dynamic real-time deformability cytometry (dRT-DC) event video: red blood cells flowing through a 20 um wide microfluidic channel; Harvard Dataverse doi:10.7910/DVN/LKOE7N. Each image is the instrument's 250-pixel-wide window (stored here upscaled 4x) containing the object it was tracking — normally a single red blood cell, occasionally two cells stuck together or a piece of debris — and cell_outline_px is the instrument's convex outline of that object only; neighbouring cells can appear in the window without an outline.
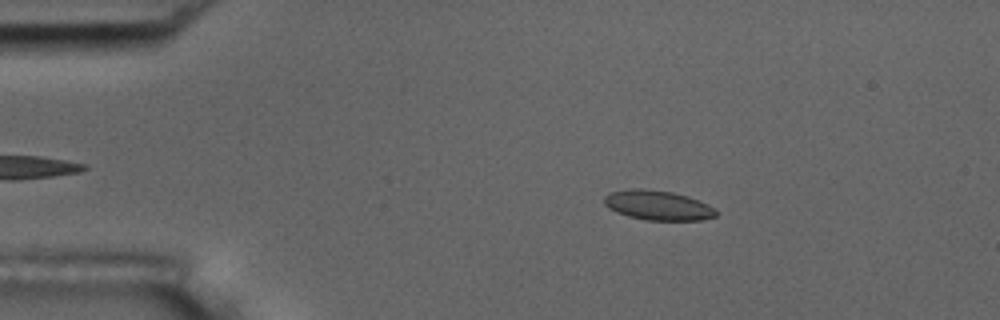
{"species": "common noctule bat (a hibernating species)", "species_latin": "Nyctalus noctula", "temperature_condition": "room temperature", "stored_images_in_passage": 54, "camera_frame_rate_fps": 3000, "um_per_image_px": 0.085, "animal": {"sex": "male", "body_mass_g": 17.5, "forearm_length_mm": 52.3}, "frame": {"image": 1, "passage_image": 9, "time_ms": 2.667, "image_size_px": [1000, 320], "cell_outline_px": [[716, 216], [700, 220], [648, 220], [628, 216], [616, 212], [608, 208], [604, 204], [604, 196], [608, 192], [628, 188], [644, 188], [672, 192], [688, 196], [708, 204], [716, 208]], "centroid_in_image_um": [55.88, 17.43], "position_along_channel_um": 29.1, "area_um2": 19.54}}
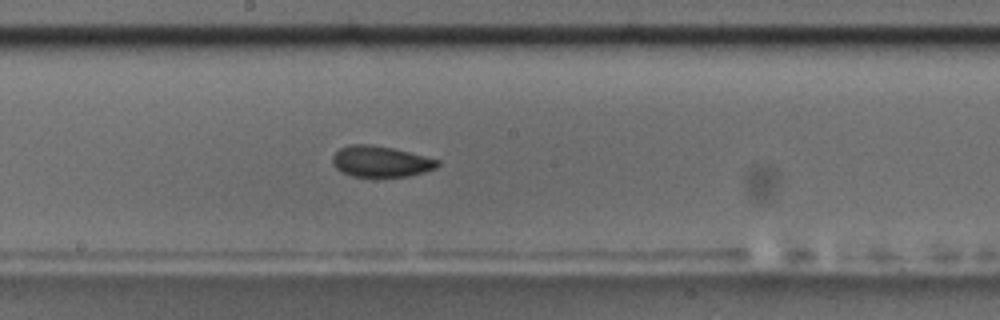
{"frame": {"image": 2, "passage_image": 29, "time_ms": 9.333, "image_size_px": [1000, 320], "cell_outline_px": [[440, 164], [436, 168], [424, 172], [408, 176], [352, 176], [336, 168], [332, 164], [332, 156], [340, 148], [348, 144], [368, 144], [392, 148], [440, 160]], "centroid_in_image_um": [32.35, 13.72], "position_along_channel_um": 215.9, "area_um2": 18.79}}
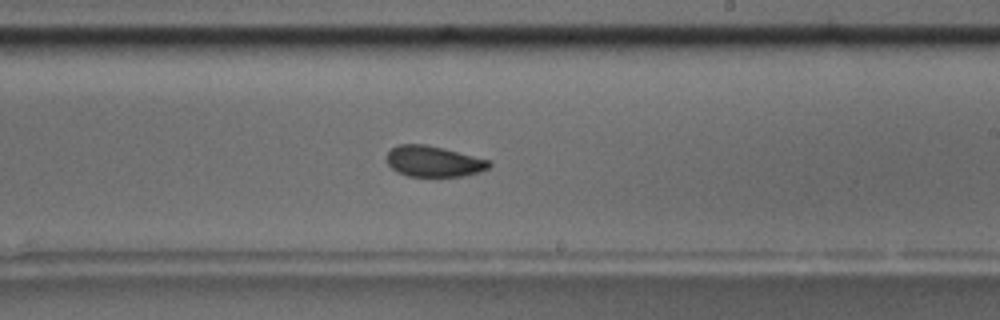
{"frame": {"image": 3, "passage_image": 32, "time_ms": 10.333, "image_size_px": [1000, 320], "cell_outline_px": [[492, 164], [488, 168], [480, 172], [464, 176], [408, 176], [392, 168], [388, 164], [388, 152], [392, 148], [400, 144], [424, 144], [492, 160]], "centroid_in_image_um": [36.91, 13.72], "position_along_channel_um": 252.1, "area_um2": 18.21}, "authors_computed_cell_mechanics": {"area_um2": 19.074, "velocity_mm_per_s": 3.6477, "shape_relaxation_time_tau1_ms": 7.501, "shape_relaxation_time_tau2_ms": 1.7027, "deformation_change_tau1": 0.1143, "deformation_change_tau2": 0.0419}}